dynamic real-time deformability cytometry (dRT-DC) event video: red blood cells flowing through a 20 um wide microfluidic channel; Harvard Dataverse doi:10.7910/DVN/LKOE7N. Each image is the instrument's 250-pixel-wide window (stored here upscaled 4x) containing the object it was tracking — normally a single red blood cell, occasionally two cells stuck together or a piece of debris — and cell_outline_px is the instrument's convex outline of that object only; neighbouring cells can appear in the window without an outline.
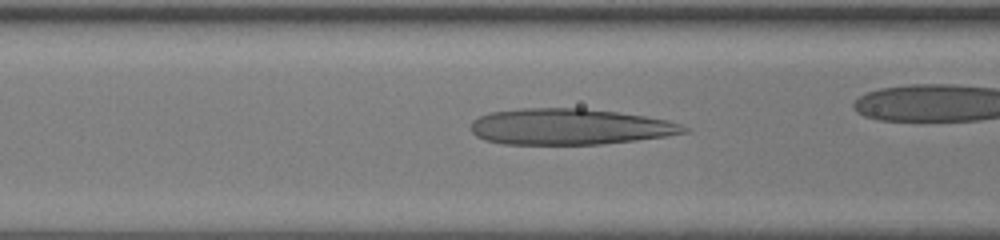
{"species": "human", "species_latin": "Homo sapiens", "temperature_condition": "room temperature", "stored_images_in_passage": 41, "camera_frame_rate_fps": 3000, "um_per_image_px": 0.085, "donor": {"sex": "female"}, "frame": {"image": 1, "passage_image": 21, "time_ms": 6.667, "image_size_px": [1000, 240], "cell_outline_px": [[688, 132], [664, 136], [636, 140], [604, 144], [504, 144], [484, 140], [476, 136], [472, 132], [472, 120], [488, 112], [520, 108], [584, 108], [616, 112], [644, 116], [668, 120], [680, 124], [688, 128]], "centroid_in_image_um": [48.38, 10.77], "position_along_channel_um": 118.2, "area_um2": 44.8}}
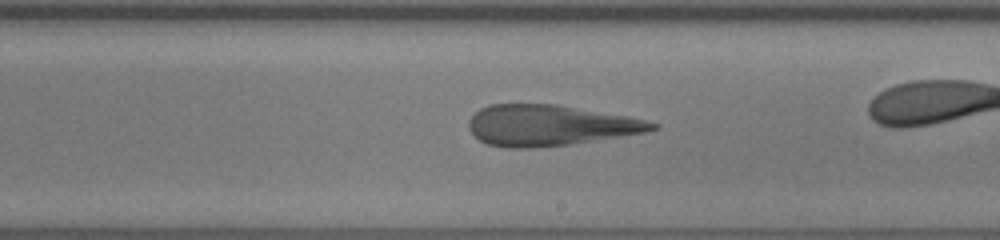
{"frame": {"image": 2, "passage_image": 30, "time_ms": 9.667, "image_size_px": [1000, 240], "cell_outline_px": [[660, 124], [656, 128], [644, 132], [620, 136], [568, 144], [532, 148], [504, 148], [488, 144], [480, 140], [468, 128], [468, 120], [480, 108], [488, 104], [560, 104], [628, 116]], "centroid_in_image_um": [46.69, 10.64], "position_along_channel_um": 242.3, "area_um2": 43.47}}
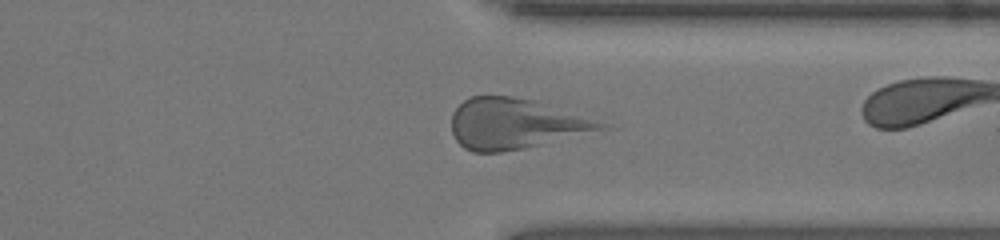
{"frame": {"image": 3, "passage_image": 39, "time_ms": 12.667, "image_size_px": [1000, 240], "cell_outline_px": [[616, 128], [524, 148], [500, 152], [472, 152], [464, 148], [456, 140], [452, 132], [452, 112], [464, 100], [472, 96], [512, 96], [536, 100]], "centroid_in_image_um": [43.8, 10.53], "position_along_channel_um": 367.6, "area_um2": 43.93}}